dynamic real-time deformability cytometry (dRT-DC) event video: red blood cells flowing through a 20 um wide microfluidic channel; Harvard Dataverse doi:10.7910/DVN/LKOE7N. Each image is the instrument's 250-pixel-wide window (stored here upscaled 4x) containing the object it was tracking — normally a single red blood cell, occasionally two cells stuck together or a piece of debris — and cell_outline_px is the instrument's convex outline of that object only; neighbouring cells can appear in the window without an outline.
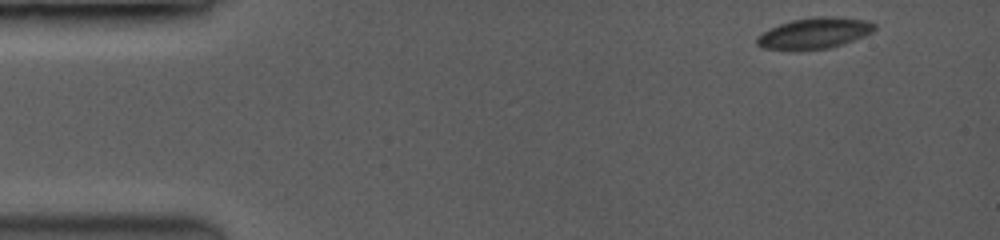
{"species": "common noctule bat (a hibernating species)", "species_latin": "Nyctalus noctula", "temperature_condition": "room temperature", "stored_images_in_passage": 3, "camera_frame_rate_fps": 3500, "um_per_image_px": 0.085, "animal": {"sex": "female", "body_mass_g": 19.0, "forearm_length_mm": 53.3}, "frame": {"image": 1, "passage_image": 1, "time_ms": 0.0, "image_size_px": [1000, 240], "cell_outline_px": [[876, 28], [852, 40], [828, 48], [764, 48], [756, 44], [756, 40], [764, 32], [780, 24], [792, 20], [864, 20], [876, 24]], "centroid_in_image_um": [69.16, 2.86], "position_along_channel_um": 15.8, "area_um2": 18.84}}